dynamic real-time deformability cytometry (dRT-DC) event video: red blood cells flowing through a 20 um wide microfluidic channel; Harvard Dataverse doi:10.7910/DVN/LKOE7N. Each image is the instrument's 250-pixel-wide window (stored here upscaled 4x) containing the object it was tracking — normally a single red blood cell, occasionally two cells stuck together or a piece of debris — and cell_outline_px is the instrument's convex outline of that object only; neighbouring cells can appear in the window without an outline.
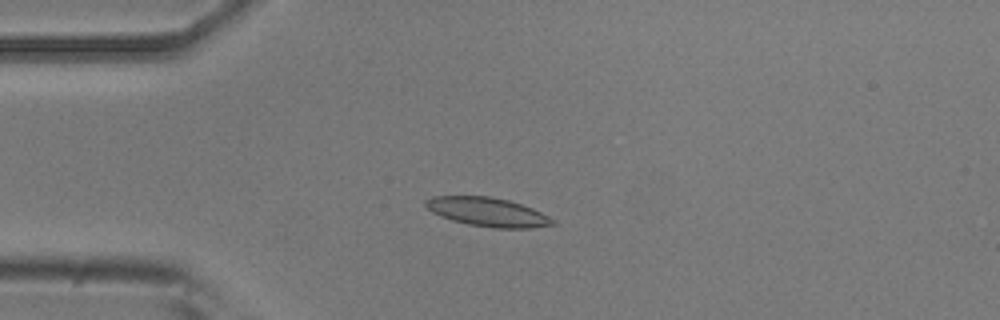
{"species": "common noctule bat (a hibernating species)", "species_latin": "Nyctalus noctula", "temperature_condition": "room temperature", "stored_images_in_passage": 24, "camera_frame_rate_fps": 3000, "um_per_image_px": 0.085, "animal": {"sex": "male", "body_mass_g": 20.5, "forearm_length_mm": 52.5}, "frame": {"image": 1, "passage_image": 12, "time_ms": 3.667, "image_size_px": [1000, 320], "cell_outline_px": [[556, 224], [532, 228], [492, 228], [468, 224], [452, 220], [432, 212], [424, 204], [424, 200], [432, 196], [488, 196], [508, 200], [532, 208], [556, 220]], "centroid_in_image_um": [41.45, 18.02], "position_along_channel_um": 43.5, "area_um2": 21.33}}
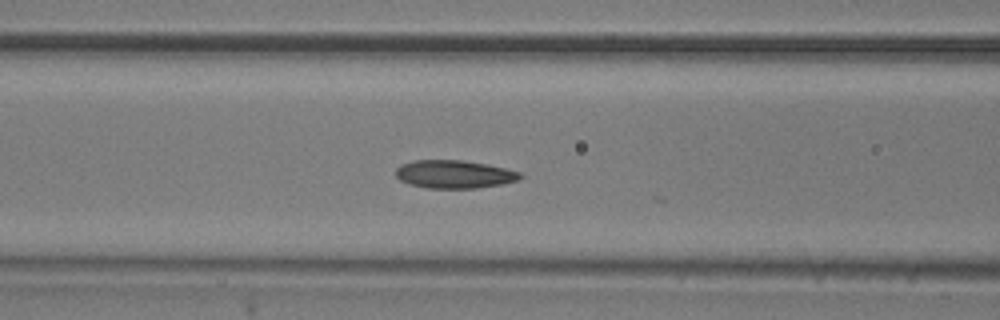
{"frame": {"image": 2, "passage_image": 20, "time_ms": 6.333, "image_size_px": [1000, 320], "cell_outline_px": [[524, 176], [516, 180], [500, 184], [476, 188], [428, 188], [408, 184], [400, 180], [396, 176], [396, 168], [400, 164], [412, 160], [460, 160], [484, 164], [504, 168], [520, 172]], "centroid_in_image_um": [38.55, 14.81], "position_along_channel_um": 128.0, "area_um2": 20.23}}
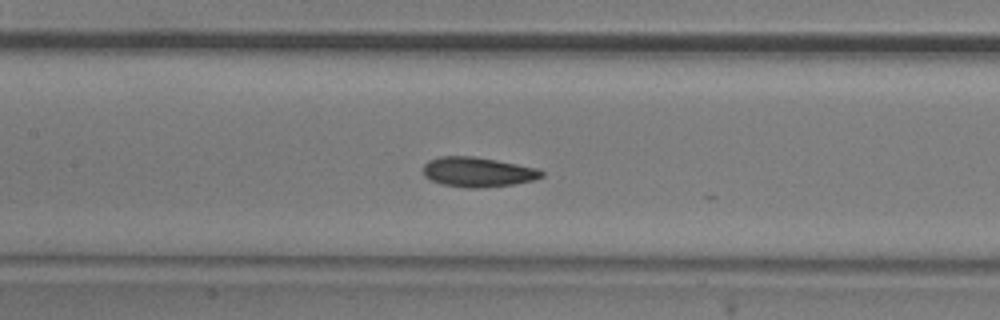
{"frame": {"image": 3, "passage_image": 23, "time_ms": 7.333, "image_size_px": [1000, 320], "cell_outline_px": [[544, 176], [536, 180], [512, 184], [480, 188], [464, 188], [440, 184], [424, 176], [424, 164], [428, 160], [440, 156], [476, 156], [536, 168], [544, 172]], "centroid_in_image_um": [40.6, 14.62], "position_along_channel_um": 166.8, "area_um2": 20.63}}